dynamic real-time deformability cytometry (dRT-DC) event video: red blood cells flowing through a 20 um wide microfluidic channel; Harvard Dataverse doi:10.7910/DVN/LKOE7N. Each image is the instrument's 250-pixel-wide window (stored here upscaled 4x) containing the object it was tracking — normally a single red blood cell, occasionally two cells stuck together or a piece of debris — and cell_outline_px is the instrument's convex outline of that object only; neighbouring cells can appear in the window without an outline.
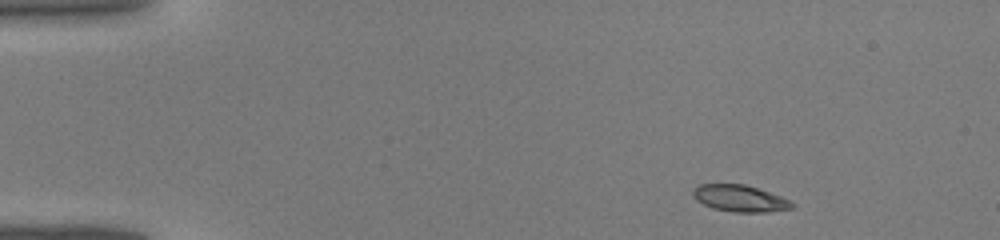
{"species": "common noctule bat (a hibernating species)", "species_latin": "Nyctalus noctula", "temperature_condition": "warm", "stored_images_in_passage": 38, "camera_frame_rate_fps": 3000, "um_per_image_px": 0.085, "animal": {"sex": "male", "body_mass_g": 19.0, "forearm_length_mm": 50.8}, "frame": {"image": 1, "passage_image": 1, "time_ms": 0.0, "image_size_px": [1000, 240], "cell_outline_px": [[796, 208], [768, 212], [732, 212], [712, 208], [696, 200], [692, 196], [692, 192], [700, 184], [744, 184], [780, 196], [796, 204]], "centroid_in_image_um": [62.91, 16.88], "position_along_channel_um": 22.1, "area_um2": 15.37}}
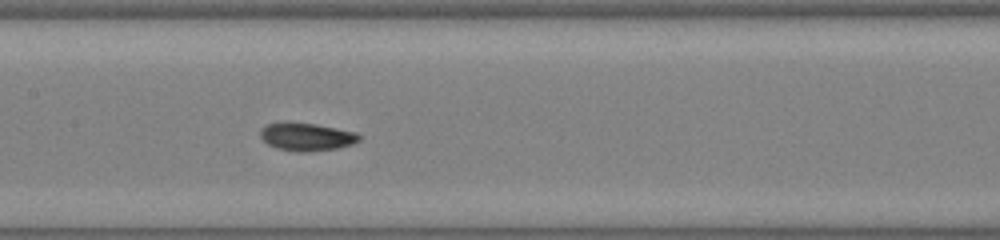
{"frame": {"image": 2, "passage_image": 17, "time_ms": 5.333, "image_size_px": [1000, 240], "cell_outline_px": [[360, 140], [352, 144], [336, 148], [308, 152], [296, 152], [276, 148], [268, 144], [260, 136], [260, 128], [268, 124], [284, 120], [288, 120], [316, 124], [356, 132], [360, 136]], "centroid_in_image_um": [26.01, 11.6], "position_along_channel_um": 181.4, "area_um2": 16.42}}
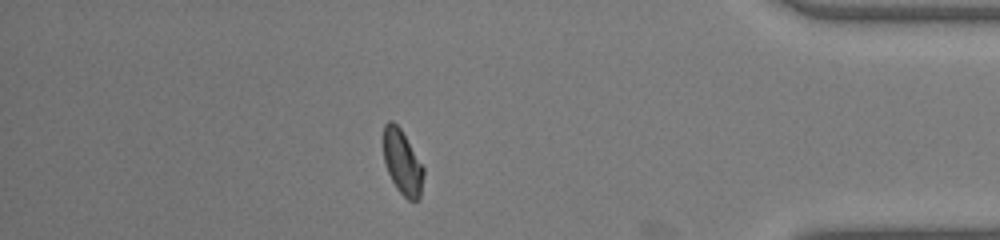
{"frame": {"image": 3, "passage_image": 33, "time_ms": 10.667, "image_size_px": [1000, 240], "cell_outline_px": [[424, 172], [420, 200], [408, 200], [396, 188], [388, 172], [384, 160], [384, 124], [388, 120], [392, 120], [400, 128], [424, 168]], "centroid_in_image_um": [34.21, 13.82], "position_along_channel_um": 401.0, "area_um2": 14.91}}